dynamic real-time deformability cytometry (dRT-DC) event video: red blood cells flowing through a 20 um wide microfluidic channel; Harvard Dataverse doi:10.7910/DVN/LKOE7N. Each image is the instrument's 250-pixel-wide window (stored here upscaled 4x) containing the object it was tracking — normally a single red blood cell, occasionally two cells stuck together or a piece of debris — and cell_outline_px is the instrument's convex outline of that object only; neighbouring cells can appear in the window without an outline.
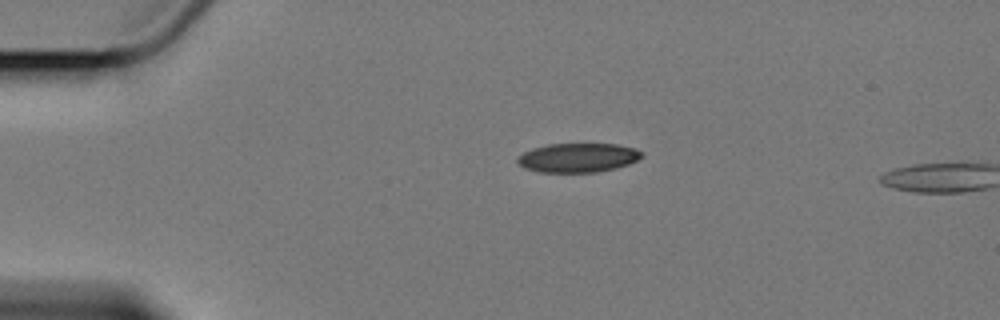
{"species": "Egyptian fruit bat (a non-hibernating species)", "species_latin": "Rousettus aegyptiacus", "temperature_condition": "cold", "stored_images_in_passage": 2, "camera_frame_rate_fps": 3000, "um_per_image_px": 0.085, "animal": {"sex": "female"}, "frame": {"image": 1, "passage_image": 1, "time_ms": 0.0, "image_size_px": [1000, 320], "cell_outline_px": [[644, 156], [628, 164], [616, 168], [596, 172], [540, 172], [524, 168], [516, 160], [524, 152], [532, 148], [548, 144], [616, 144], [636, 148], [644, 152]], "centroid_in_image_um": [49.16, 13.4], "position_along_channel_um": 35.8, "area_um2": 21.1}}